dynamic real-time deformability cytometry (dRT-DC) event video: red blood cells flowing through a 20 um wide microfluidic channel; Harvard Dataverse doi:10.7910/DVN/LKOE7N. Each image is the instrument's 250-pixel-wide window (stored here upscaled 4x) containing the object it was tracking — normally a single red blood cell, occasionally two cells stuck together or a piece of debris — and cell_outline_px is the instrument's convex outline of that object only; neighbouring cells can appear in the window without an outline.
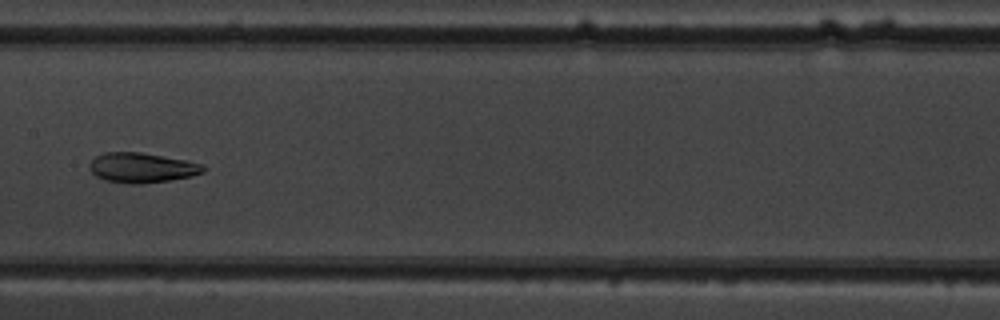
{"species": "common noctule bat (a hibernating species)", "species_latin": "Nyctalus noctula", "temperature_condition": "warm", "stored_images_in_passage": 8, "camera_frame_rate_fps": 3000, "um_per_image_px": 0.085, "animal": {"sex": "male", "body_mass_g": 19.5, "forearm_length_mm": 54.6}, "frame": {"image": 1, "passage_image": 8, "time_ms": 8.0, "image_size_px": [1000, 320], "cell_outline_px": [[208, 168], [204, 172], [192, 176], [168, 180], [140, 184], [128, 184], [104, 180], [96, 176], [88, 168], [88, 164], [96, 156], [104, 152], [140, 152], [188, 160], [204, 164]], "centroid_in_image_um": [12.08, 14.25], "position_along_channel_um": 195.3, "area_um2": 20.11}}